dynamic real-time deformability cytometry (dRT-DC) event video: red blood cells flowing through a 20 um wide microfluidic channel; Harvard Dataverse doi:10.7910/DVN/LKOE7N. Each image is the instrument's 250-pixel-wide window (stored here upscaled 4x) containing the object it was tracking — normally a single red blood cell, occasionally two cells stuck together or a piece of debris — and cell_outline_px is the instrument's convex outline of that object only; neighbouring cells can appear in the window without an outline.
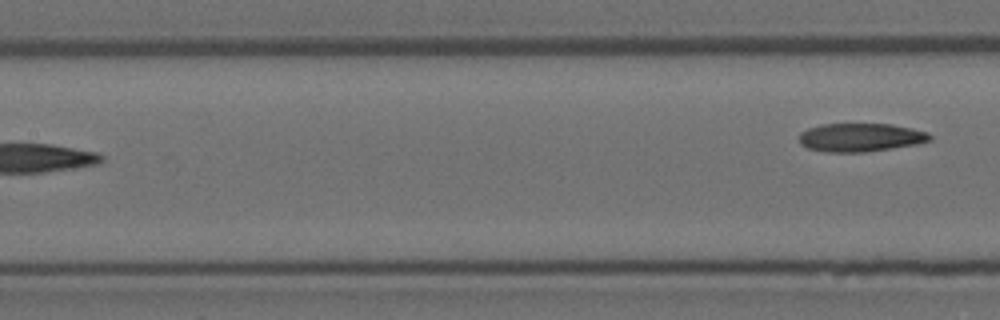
{"species": "Egyptian fruit bat (a non-hibernating species)", "species_latin": "Rousettus aegyptiacus", "temperature_condition": "room temperature", "stored_images_in_passage": 8, "camera_frame_rate_fps": 3000, "um_per_image_px": 0.085, "animal": {"sex": "female"}, "frame": {"image": 1, "passage_image": 8, "time_ms": 2.333, "image_size_px": [1000, 320], "cell_outline_px": [[932, 140], [916, 144], [892, 148], [864, 152], [828, 152], [808, 148], [800, 144], [800, 132], [808, 128], [824, 124], [892, 124], [912, 128], [928, 132], [932, 136]], "centroid_in_image_um": [73.17, 11.68], "position_along_channel_um": 134.2, "area_um2": 21.62}}